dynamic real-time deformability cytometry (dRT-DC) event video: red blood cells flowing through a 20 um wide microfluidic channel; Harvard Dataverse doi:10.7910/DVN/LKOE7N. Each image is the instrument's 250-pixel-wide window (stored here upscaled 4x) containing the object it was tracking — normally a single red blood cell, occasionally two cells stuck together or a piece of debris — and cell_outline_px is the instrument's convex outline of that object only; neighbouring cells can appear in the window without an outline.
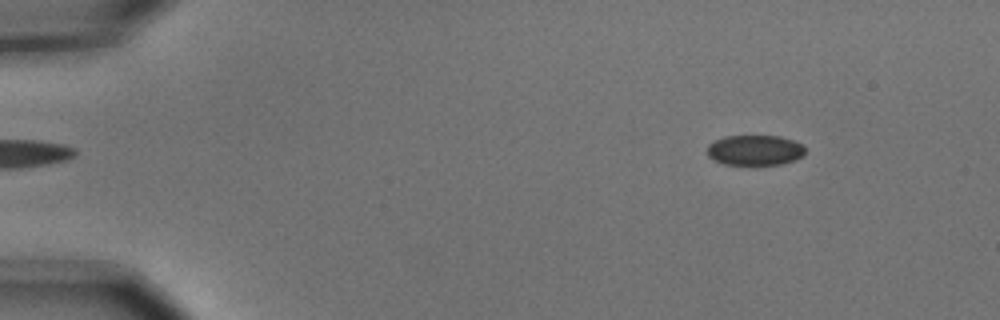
{"species": "common noctule bat (a hibernating species)", "species_latin": "Nyctalus noctula", "temperature_condition": "cold", "stored_images_in_passage": 5, "camera_frame_rate_fps": 3000, "um_per_image_px": 0.085, "animal": {"sex": "male", "body_mass_g": 15.6}, "frame": {"image": 1, "passage_image": 2, "time_ms": 0.333, "image_size_px": [1000, 320], "cell_outline_px": [[804, 156], [796, 160], [780, 164], [724, 164], [712, 160], [708, 156], [708, 144], [724, 136], [780, 136], [792, 140], [800, 144], [804, 148]], "centroid_in_image_um": [64.15, 12.76], "position_along_channel_um": 20.8, "area_um2": 17.22}}
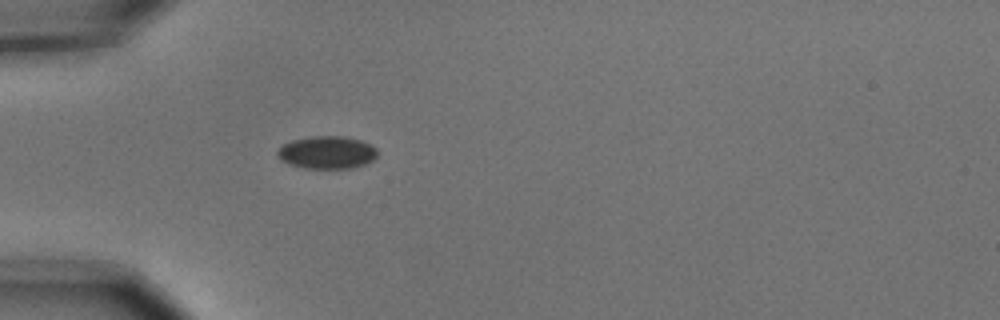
{"frame": {"image": 2, "passage_image": 5, "time_ms": 1.333, "image_size_px": [1000, 320], "cell_outline_px": [[376, 156], [372, 160], [364, 164], [352, 168], [304, 168], [288, 164], [280, 160], [276, 152], [284, 144], [292, 140], [312, 136], [344, 136], [360, 140], [376, 148]], "centroid_in_image_um": [27.76, 12.96], "position_along_channel_um": 57.2, "area_um2": 18.9}}